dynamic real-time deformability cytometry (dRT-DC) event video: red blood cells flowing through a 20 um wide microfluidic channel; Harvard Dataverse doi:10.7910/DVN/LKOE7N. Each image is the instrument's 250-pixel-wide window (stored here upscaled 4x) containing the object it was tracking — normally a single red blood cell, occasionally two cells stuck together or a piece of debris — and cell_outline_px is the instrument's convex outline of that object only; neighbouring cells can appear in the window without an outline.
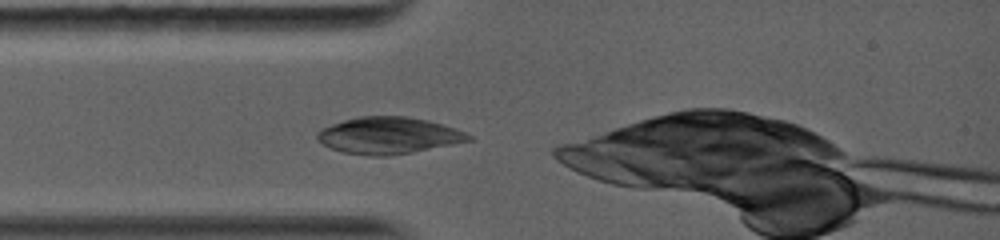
{"species": "common noctule bat (a hibernating species)", "species_latin": "Nyctalus noctula", "temperature_condition": "warm", "stored_images_in_passage": 20, "camera_frame_rate_fps": 5000, "um_per_image_px": 0.085, "animal": {"sex": "female", "body_mass_g": 19.0, "forearm_length_mm": 56.7}, "frame": {"image": 1, "passage_image": 1, "time_ms": 0.0, "image_size_px": [1000, 240], "cell_outline_px": [[476, 140], [412, 152], [388, 156], [368, 156], [344, 152], [332, 148], [316, 140], [316, 132], [320, 128], [344, 120], [360, 116], [408, 116], [428, 120], [456, 128], [472, 136]], "centroid_in_image_um": [33.05, 11.51], "position_along_channel_um": 52.0, "area_um2": 32.6}}
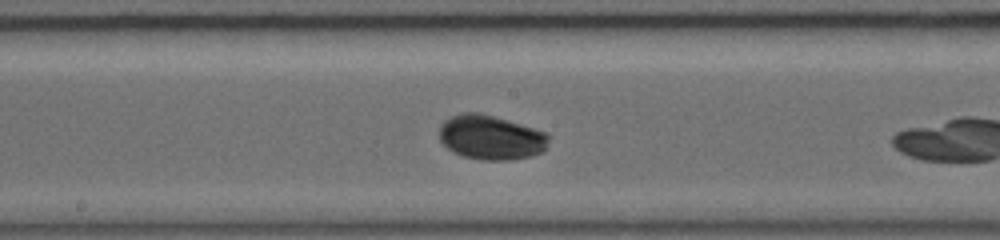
{"frame": {"image": 2, "passage_image": 9, "time_ms": 3.8, "image_size_px": [1000, 240], "cell_outline_px": [[552, 136], [544, 152], [532, 156], [512, 160], [480, 160], [464, 156], [452, 152], [440, 140], [440, 124], [444, 120], [460, 112], [480, 112], [520, 124], [544, 132]], "centroid_in_image_um": [41.74, 11.69], "position_along_channel_um": 206.5, "area_um2": 28.61}}
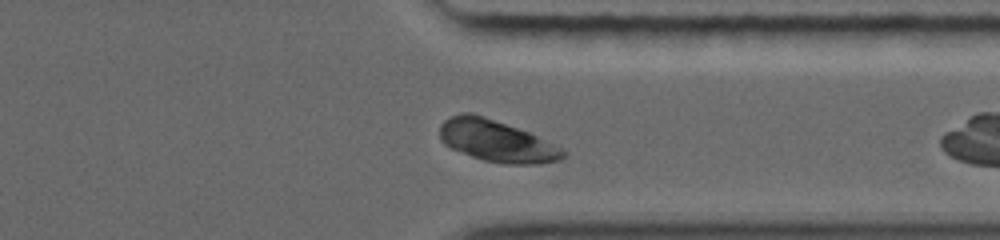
{"frame": {"image": 3, "passage_image": 18, "time_ms": 7.8, "image_size_px": [1000, 240], "cell_outline_px": [[568, 152], [560, 160], [536, 164], [504, 164], [484, 160], [472, 156], [452, 148], [444, 144], [440, 140], [440, 124], [444, 120], [452, 116], [464, 112], [472, 112], [484, 116], [528, 132]], "centroid_in_image_um": [42.18, 11.98], "position_along_channel_um": 369.2, "area_um2": 29.59}}